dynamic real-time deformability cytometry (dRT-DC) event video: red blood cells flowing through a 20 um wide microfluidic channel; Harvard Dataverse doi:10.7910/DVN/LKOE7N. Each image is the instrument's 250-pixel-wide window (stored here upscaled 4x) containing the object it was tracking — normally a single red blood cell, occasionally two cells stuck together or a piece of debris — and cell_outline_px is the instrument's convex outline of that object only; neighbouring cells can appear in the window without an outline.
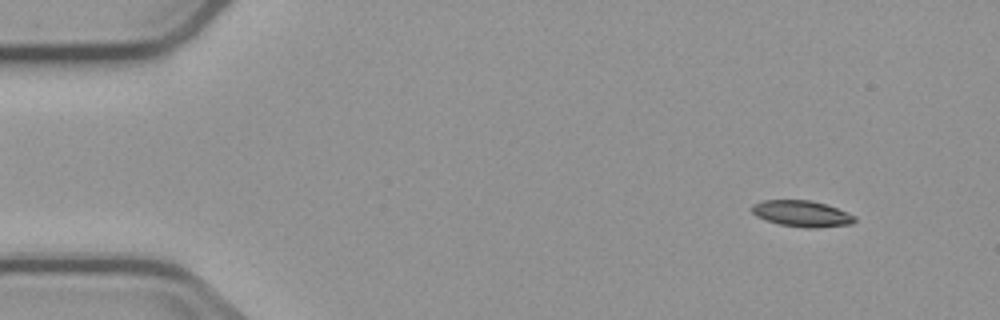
{"species": "common noctule bat (a hibernating species)", "species_latin": "Nyctalus noctula", "temperature_condition": "cold", "stored_images_in_passage": 5, "camera_frame_rate_fps": 3000, "um_per_image_px": 0.085, "animal": {"sex": "male", "body_mass_g": 23.1, "forearm_length_mm": 52.7}, "frame": {"image": 1, "passage_image": 2, "time_ms": 1.0, "image_size_px": [1000, 320], "cell_outline_px": [[856, 220], [852, 224], [816, 228], [804, 228], [780, 224], [764, 220], [756, 216], [752, 212], [752, 204], [764, 200], [812, 200], [836, 208], [856, 216]], "centroid_in_image_um": [68.14, 18.16], "position_along_channel_um": 16.9, "area_um2": 15.72}}
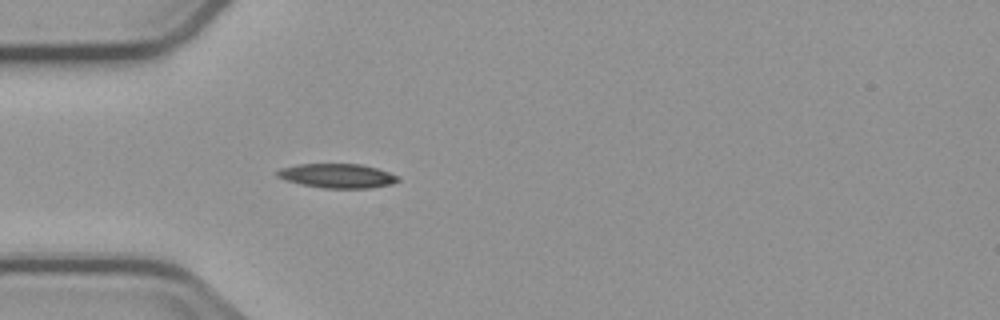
{"frame": {"image": 2, "passage_image": 5, "time_ms": 4.667, "image_size_px": [1000, 320], "cell_outline_px": [[400, 180], [392, 184], [372, 188], [324, 188], [300, 184], [284, 180], [276, 176], [276, 172], [280, 168], [296, 164], [364, 164], [400, 176]], "centroid_in_image_um": [28.67, 14.94], "position_along_channel_um": 56.3, "area_um2": 17.28}}